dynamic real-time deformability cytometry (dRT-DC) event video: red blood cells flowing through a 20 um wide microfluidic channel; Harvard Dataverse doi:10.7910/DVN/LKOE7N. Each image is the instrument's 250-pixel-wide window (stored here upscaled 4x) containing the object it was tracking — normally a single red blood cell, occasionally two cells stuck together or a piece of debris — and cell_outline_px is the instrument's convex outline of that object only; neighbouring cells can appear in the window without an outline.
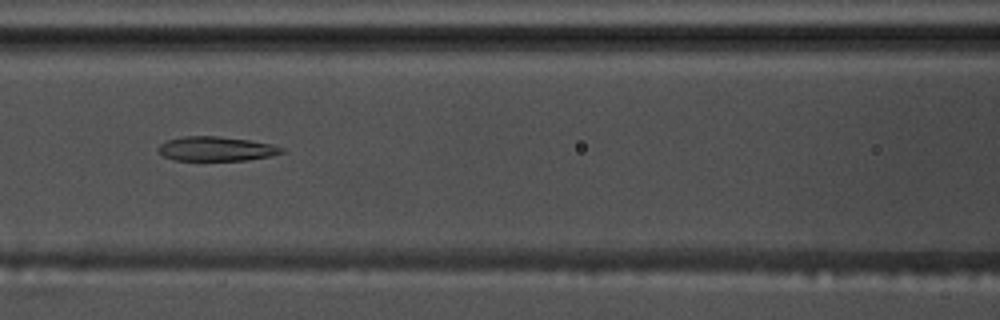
{"species": "common noctule bat (a hibernating species)", "species_latin": "Nyctalus noctula", "temperature_condition": "warm", "stored_images_in_passage": 47, "camera_frame_rate_fps": 3000, "um_per_image_px": 0.085, "animal": {"sex": "male", "body_mass_g": 17.5, "forearm_length_mm": 52.3}, "frame": {"image": 1, "passage_image": 16, "time_ms": 5.0, "image_size_px": [1000, 320], "cell_outline_px": [[284, 152], [268, 156], [248, 160], [172, 160], [164, 156], [156, 148], [160, 144], [168, 140], [184, 136], [220, 136], [248, 140], [272, 144], [284, 148]], "centroid_in_image_um": [18.36, 12.64], "position_along_channel_um": 148.2, "area_um2": 17.46}}
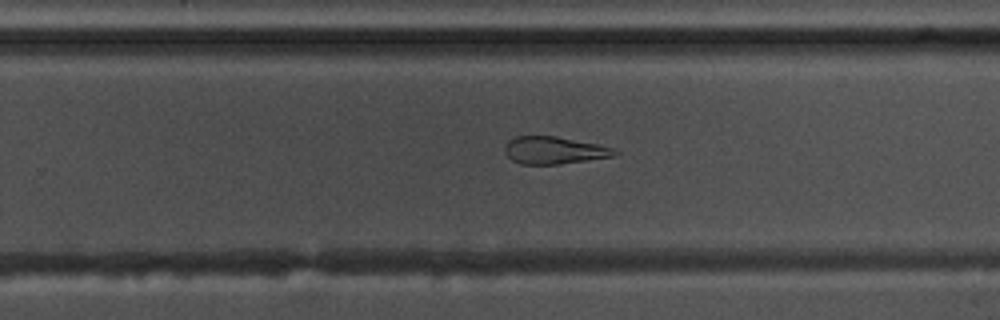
{"frame": {"image": 2, "passage_image": 27, "time_ms": 8.667, "image_size_px": [1000, 320], "cell_outline_px": [[620, 152], [612, 156], [560, 164], [520, 164], [512, 160], [504, 152], [504, 148], [508, 140], [516, 136], [556, 136], [600, 144], [616, 148]], "centroid_in_image_um": [47.11, 12.77], "position_along_channel_um": 282.7, "area_um2": 17.63}}
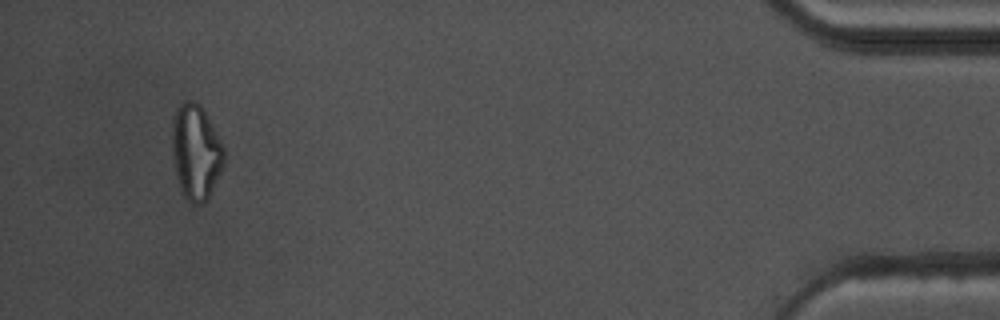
{"frame": {"image": 3, "passage_image": 44, "time_ms": 14.333, "image_size_px": [1000, 320], "cell_outline_px": [[224, 160], [220, 172], [208, 200], [204, 204], [192, 204], [184, 196], [180, 188], [176, 172], [172, 152], [172, 120], [176, 108], [184, 100], [192, 100], [200, 104], [224, 148]], "centroid_in_image_um": [16.63, 12.93], "position_along_channel_um": 418.6, "area_um2": 28.61}, "authors_computed_cell_mechanics": {"area_um2": 19.7676, "velocity_mm_per_s": 3.6784, "shape_relaxation_time_tau1_ms": null, "shape_relaxation_time_tau2_ms": 3.8039, "deformation_change_tau1": null, "deformation_change_tau2": 0.1289}}